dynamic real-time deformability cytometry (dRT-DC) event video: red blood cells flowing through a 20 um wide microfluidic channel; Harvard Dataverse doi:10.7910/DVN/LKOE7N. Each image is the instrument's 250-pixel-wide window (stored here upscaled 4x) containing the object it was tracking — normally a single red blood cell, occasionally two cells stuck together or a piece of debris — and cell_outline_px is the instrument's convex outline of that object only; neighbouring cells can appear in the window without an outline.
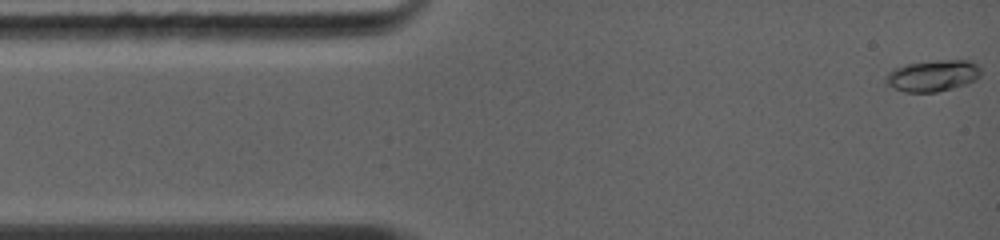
{"species": "common noctule bat (a hibernating species)", "species_latin": "Nyctalus noctula", "temperature_condition": "warm", "stored_images_in_passage": 119, "camera_frame_rate_fps": 5000, "um_per_image_px": 0.085, "animal": {"sex": "female", "body_mass_g": 19.0, "forearm_length_mm": 56.7}, "frame": {"image": 1, "passage_image": 1, "time_ms": 0.0, "image_size_px": [1000, 240], "cell_outline_px": [[980, 76], [976, 80], [952, 88], [936, 92], [904, 92], [892, 88], [884, 80], [884, 76], [892, 68], [904, 64], [936, 60], [972, 60], [980, 68]], "centroid_in_image_um": [79.24, 6.42], "position_along_channel_um": 5.8, "area_um2": 17.63}}
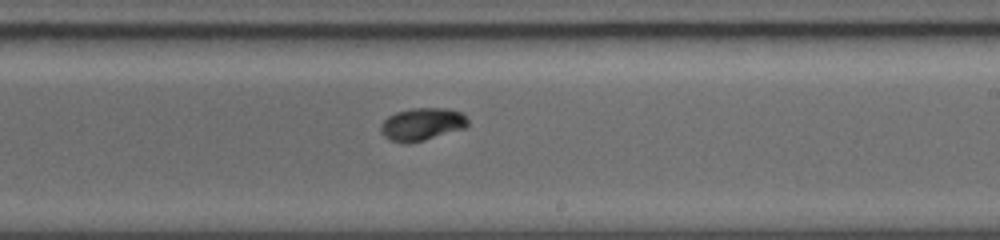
{"frame": {"image": 2, "passage_image": 57, "time_ms": 7.4, "image_size_px": [1000, 240], "cell_outline_px": [[468, 124], [464, 128], [424, 140], [408, 144], [392, 140], [384, 136], [380, 132], [380, 124], [388, 116], [396, 112], [412, 108], [448, 108], [460, 112], [468, 120]], "centroid_in_image_um": [35.84, 10.55], "position_along_channel_um": 253.2, "area_um2": 16.47}}
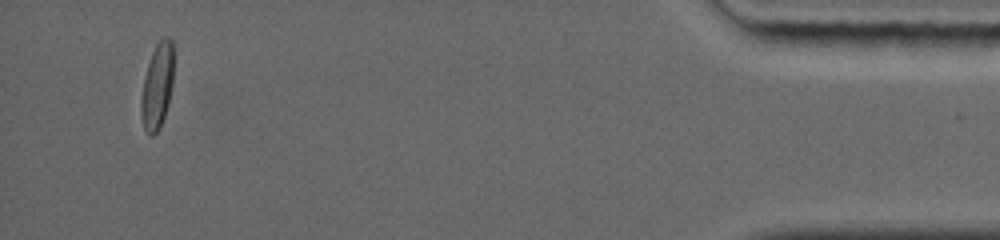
{"frame": {"image": 3, "passage_image": 106, "time_ms": 13.4, "image_size_px": [1000, 240], "cell_outline_px": [[172, 84], [168, 104], [160, 128], [152, 136], [148, 136], [144, 128], [140, 112], [140, 100], [144, 76], [152, 52], [156, 44], [164, 36], [168, 36], [172, 40]], "centroid_in_image_um": [13.34, 7.34], "position_along_channel_um": 421.9, "area_um2": 16.18}, "authors_computed_cell_mechanics": {"area_um2": 16.184, "velocity_mm_per_s": 4.406, "shape_relaxation_time_tau1_ms": 4.298, "shape_relaxation_time_tau2_ms": null, "deformation_change_tau1": 0.1832, "deformation_change_tau2": null}}